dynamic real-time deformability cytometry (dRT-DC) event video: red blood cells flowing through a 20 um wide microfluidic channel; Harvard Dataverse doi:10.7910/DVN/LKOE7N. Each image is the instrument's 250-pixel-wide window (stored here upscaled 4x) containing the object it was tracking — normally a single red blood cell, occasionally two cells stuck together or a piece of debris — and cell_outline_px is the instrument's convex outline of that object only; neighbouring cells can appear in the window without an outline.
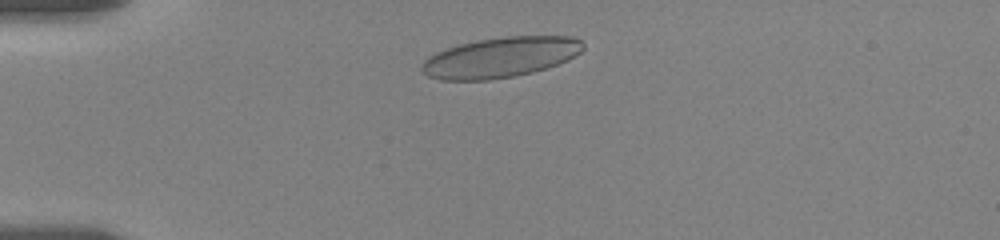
{"species": "human", "species_latin": "Homo sapiens", "temperature_condition": "room temperature", "stored_images_in_passage": 42, "camera_frame_rate_fps": 3000, "um_per_image_px": 0.085, "donor": {"sex": "female"}, "frame": {"image": 1, "passage_image": 5, "time_ms": 1.333, "image_size_px": [1000, 240], "cell_outline_px": [[584, 48], [576, 56], [568, 60], [532, 72], [512, 76], [488, 80], [440, 80], [428, 76], [420, 72], [420, 68], [424, 60], [428, 56], [436, 52], [460, 44], [476, 40], [504, 36], [572, 36], [580, 40], [584, 44]], "centroid_in_image_um": [42.51, 4.87], "position_along_channel_um": 42.5, "area_um2": 37.92}}
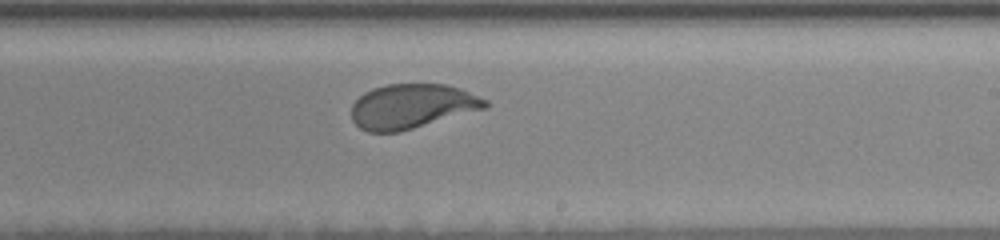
{"frame": {"image": 2, "passage_image": 26, "time_ms": 8.333, "image_size_px": [1000, 240], "cell_outline_px": [[488, 108], [400, 132], [368, 132], [360, 128], [352, 120], [352, 104], [364, 92], [372, 88], [388, 84], [448, 84], [460, 88], [488, 100]], "centroid_in_image_um": [35.03, 9.03], "position_along_channel_um": 254.0, "area_um2": 34.97}}
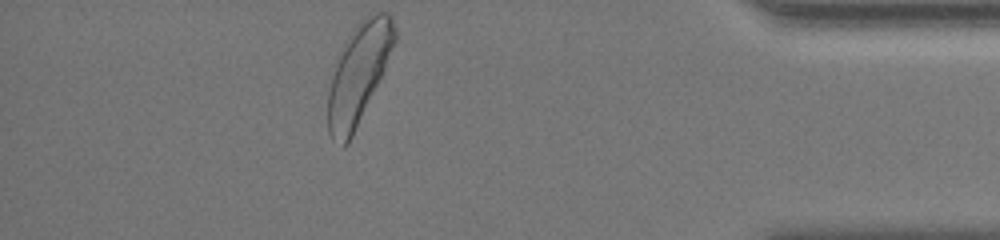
{"frame": {"image": 3, "passage_image": 42, "time_ms": 13.667, "image_size_px": [1000, 240], "cell_outline_px": [[396, 40], [384, 68], [352, 136], [348, 144], [344, 148], [340, 148], [332, 140], [328, 132], [328, 92], [332, 76], [336, 64], [352, 28], [364, 16], [376, 12], [388, 12], [392, 16], [396, 28]], "centroid_in_image_um": [30.47, 6.26], "position_along_channel_um": 404.7, "area_um2": 38.09}, "authors_computed_cell_mechanics": {"area_um2": 36.0094, "velocity_mm_per_s": 3.4968, "shape_relaxation_time_tau1_ms": 3.3561, "shape_relaxation_time_tau2_ms": null, "deformation_change_tau1": 0.1454, "deformation_change_tau2": null}}